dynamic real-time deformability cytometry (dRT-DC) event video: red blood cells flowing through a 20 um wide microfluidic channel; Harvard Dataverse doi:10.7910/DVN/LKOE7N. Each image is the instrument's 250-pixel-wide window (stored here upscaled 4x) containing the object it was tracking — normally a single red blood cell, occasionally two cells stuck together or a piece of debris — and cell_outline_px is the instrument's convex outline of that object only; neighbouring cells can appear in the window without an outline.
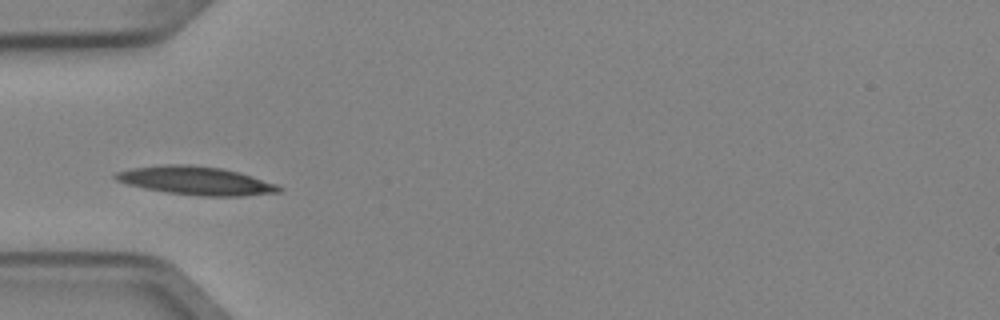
{"species": "Egyptian fruit bat (a non-hibernating species)", "species_latin": "Rousettus aegyptiacus", "temperature_condition": "cold", "stored_images_in_passage": 5, "camera_frame_rate_fps": 3000, "um_per_image_px": 0.085, "animal": {"sex": "female"}, "frame": {"image": 1, "passage_image": 5, "time_ms": 1.333, "image_size_px": [1000, 320], "cell_outline_px": [[284, 188], [280, 192], [244, 196], [200, 196], [168, 192], [144, 188], [128, 184], [116, 180], [112, 176], [116, 172], [132, 168], [164, 164], [188, 164], [220, 168], [240, 172], [276, 184]], "centroid_in_image_um": [16.66, 15.35], "position_along_channel_um": 68.3, "area_um2": 26.99}}